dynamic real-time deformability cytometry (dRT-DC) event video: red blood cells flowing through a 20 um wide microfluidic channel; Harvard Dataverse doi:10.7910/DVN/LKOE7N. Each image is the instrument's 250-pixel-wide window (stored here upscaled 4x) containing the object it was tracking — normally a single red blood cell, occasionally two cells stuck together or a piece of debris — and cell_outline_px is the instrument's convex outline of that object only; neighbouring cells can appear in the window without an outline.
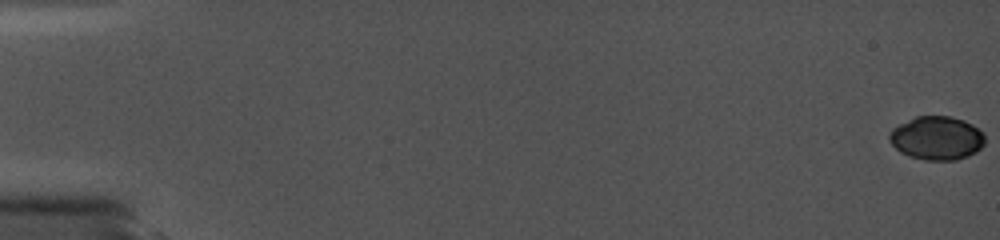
{"species": "common noctule bat (a hibernating species)", "species_latin": "Nyctalus noctula", "temperature_condition": "cold", "stored_images_in_passage": 29, "camera_frame_rate_fps": 5000, "um_per_image_px": 0.085, "animal": {"sex": "female", "body_mass_g": 19.0, "forearm_length_mm": 56.7}, "frame": {"image": 1, "passage_image": 1, "time_ms": 0.0, "image_size_px": [1000, 240], "cell_outline_px": [[984, 144], [976, 152], [968, 156], [956, 160], [924, 160], [908, 156], [900, 152], [888, 140], [888, 136], [892, 128], [916, 116], [952, 116], [964, 120], [972, 124], [984, 132]], "centroid_in_image_um": [79.63, 11.74], "position_along_channel_um": 5.4, "area_um2": 24.45}}
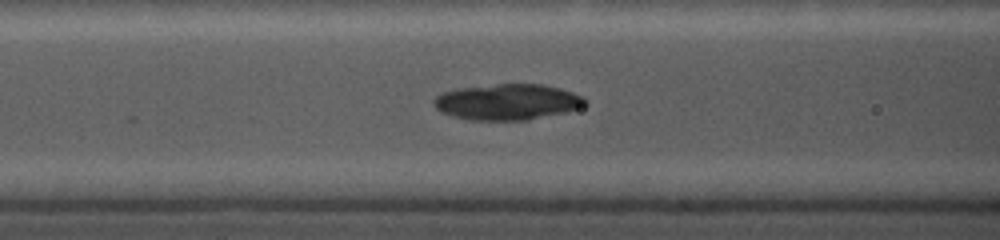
{"frame": {"image": 2, "passage_image": 25, "time_ms": 8.0, "image_size_px": [1000, 240], "cell_outline_px": [[588, 104], [580, 108], [564, 112], [528, 120], [468, 120], [452, 116], [440, 112], [432, 104], [432, 100], [436, 96], [444, 92], [456, 88], [496, 84], [544, 84], [560, 88], [584, 96], [588, 100]], "centroid_in_image_um": [43.13, 8.66], "position_along_channel_um": 123.5, "area_um2": 32.02}}
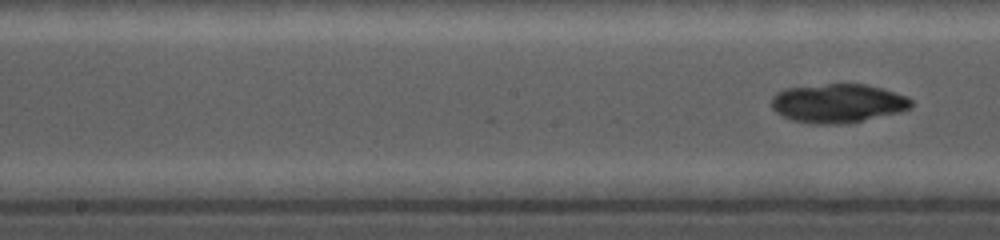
{"frame": {"image": 3, "passage_image": 29, "time_ms": 9.4, "image_size_px": [1000, 240], "cell_outline_px": [[912, 108], [900, 112], [848, 124], [812, 124], [792, 120], [776, 112], [772, 108], [772, 96], [776, 92], [784, 88], [828, 84], [864, 84], [884, 88], [908, 96], [912, 100]], "centroid_in_image_um": [71.25, 8.78], "position_along_channel_um": 177.0, "area_um2": 32.02}}